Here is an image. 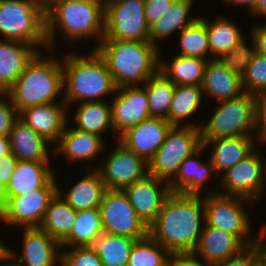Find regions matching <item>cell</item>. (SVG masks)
I'll return each mask as SVG.
<instances>
[{
	"label": "cell",
	"instance_id": "1",
	"mask_svg": "<svg viewBox=\"0 0 266 266\" xmlns=\"http://www.w3.org/2000/svg\"><path fill=\"white\" fill-rule=\"evenodd\" d=\"M201 195L171 192L149 226V236L171 254L192 253L205 224Z\"/></svg>",
	"mask_w": 266,
	"mask_h": 266
},
{
	"label": "cell",
	"instance_id": "2",
	"mask_svg": "<svg viewBox=\"0 0 266 266\" xmlns=\"http://www.w3.org/2000/svg\"><path fill=\"white\" fill-rule=\"evenodd\" d=\"M94 49L106 62L117 88L144 84L159 71V48L150 41L102 39Z\"/></svg>",
	"mask_w": 266,
	"mask_h": 266
},
{
	"label": "cell",
	"instance_id": "3",
	"mask_svg": "<svg viewBox=\"0 0 266 266\" xmlns=\"http://www.w3.org/2000/svg\"><path fill=\"white\" fill-rule=\"evenodd\" d=\"M62 81L65 88L62 99L68 106L76 101H104L101 98L117 91L106 62L93 48L87 56L75 52L64 56Z\"/></svg>",
	"mask_w": 266,
	"mask_h": 266
},
{
	"label": "cell",
	"instance_id": "4",
	"mask_svg": "<svg viewBox=\"0 0 266 266\" xmlns=\"http://www.w3.org/2000/svg\"><path fill=\"white\" fill-rule=\"evenodd\" d=\"M104 0H68L56 4L45 14L47 47L54 50L55 36L61 31L68 41L104 36ZM59 29V30H57Z\"/></svg>",
	"mask_w": 266,
	"mask_h": 266
},
{
	"label": "cell",
	"instance_id": "5",
	"mask_svg": "<svg viewBox=\"0 0 266 266\" xmlns=\"http://www.w3.org/2000/svg\"><path fill=\"white\" fill-rule=\"evenodd\" d=\"M42 54L38 52L5 91L18 113L34 105L56 102L63 91L62 61L53 56L44 59Z\"/></svg>",
	"mask_w": 266,
	"mask_h": 266
},
{
	"label": "cell",
	"instance_id": "6",
	"mask_svg": "<svg viewBox=\"0 0 266 266\" xmlns=\"http://www.w3.org/2000/svg\"><path fill=\"white\" fill-rule=\"evenodd\" d=\"M256 98L244 92L240 96L217 102L215 112L206 125H200L201 144L216 138L251 136L256 131Z\"/></svg>",
	"mask_w": 266,
	"mask_h": 266
},
{
	"label": "cell",
	"instance_id": "7",
	"mask_svg": "<svg viewBox=\"0 0 266 266\" xmlns=\"http://www.w3.org/2000/svg\"><path fill=\"white\" fill-rule=\"evenodd\" d=\"M1 39L47 49L45 14L39 0H0Z\"/></svg>",
	"mask_w": 266,
	"mask_h": 266
},
{
	"label": "cell",
	"instance_id": "8",
	"mask_svg": "<svg viewBox=\"0 0 266 266\" xmlns=\"http://www.w3.org/2000/svg\"><path fill=\"white\" fill-rule=\"evenodd\" d=\"M171 126L163 144L148 162V174L170 183L181 163L201 146L199 124Z\"/></svg>",
	"mask_w": 266,
	"mask_h": 266
},
{
	"label": "cell",
	"instance_id": "9",
	"mask_svg": "<svg viewBox=\"0 0 266 266\" xmlns=\"http://www.w3.org/2000/svg\"><path fill=\"white\" fill-rule=\"evenodd\" d=\"M203 198L205 209V223L236 236L245 246L255 244L256 237L250 230V217L246 206L253 201L218 192L206 194Z\"/></svg>",
	"mask_w": 266,
	"mask_h": 266
},
{
	"label": "cell",
	"instance_id": "10",
	"mask_svg": "<svg viewBox=\"0 0 266 266\" xmlns=\"http://www.w3.org/2000/svg\"><path fill=\"white\" fill-rule=\"evenodd\" d=\"M103 39L149 41L144 0H104Z\"/></svg>",
	"mask_w": 266,
	"mask_h": 266
},
{
	"label": "cell",
	"instance_id": "11",
	"mask_svg": "<svg viewBox=\"0 0 266 266\" xmlns=\"http://www.w3.org/2000/svg\"><path fill=\"white\" fill-rule=\"evenodd\" d=\"M99 209L104 233L137 240L149 235V227L137 215L123 190L106 189Z\"/></svg>",
	"mask_w": 266,
	"mask_h": 266
},
{
	"label": "cell",
	"instance_id": "12",
	"mask_svg": "<svg viewBox=\"0 0 266 266\" xmlns=\"http://www.w3.org/2000/svg\"><path fill=\"white\" fill-rule=\"evenodd\" d=\"M54 175L42 188L22 196L1 197L2 221L7 226L20 228L39 227L50 201L58 192Z\"/></svg>",
	"mask_w": 266,
	"mask_h": 266
},
{
	"label": "cell",
	"instance_id": "13",
	"mask_svg": "<svg viewBox=\"0 0 266 266\" xmlns=\"http://www.w3.org/2000/svg\"><path fill=\"white\" fill-rule=\"evenodd\" d=\"M254 149L248 156L228 169L221 177L224 191L218 193L238 196L256 201L260 199L266 185V159Z\"/></svg>",
	"mask_w": 266,
	"mask_h": 266
},
{
	"label": "cell",
	"instance_id": "14",
	"mask_svg": "<svg viewBox=\"0 0 266 266\" xmlns=\"http://www.w3.org/2000/svg\"><path fill=\"white\" fill-rule=\"evenodd\" d=\"M116 147L98 166L106 189L123 190L126 186L144 179L148 175V162L136 155L117 139Z\"/></svg>",
	"mask_w": 266,
	"mask_h": 266
},
{
	"label": "cell",
	"instance_id": "15",
	"mask_svg": "<svg viewBox=\"0 0 266 266\" xmlns=\"http://www.w3.org/2000/svg\"><path fill=\"white\" fill-rule=\"evenodd\" d=\"M111 104V116L114 133L118 138L129 128L135 127L150 117L148 98L143 85L117 88Z\"/></svg>",
	"mask_w": 266,
	"mask_h": 266
},
{
	"label": "cell",
	"instance_id": "16",
	"mask_svg": "<svg viewBox=\"0 0 266 266\" xmlns=\"http://www.w3.org/2000/svg\"><path fill=\"white\" fill-rule=\"evenodd\" d=\"M123 191L137 215L148 227L154 222L171 193L168 182L149 174L144 179L126 186Z\"/></svg>",
	"mask_w": 266,
	"mask_h": 266
},
{
	"label": "cell",
	"instance_id": "17",
	"mask_svg": "<svg viewBox=\"0 0 266 266\" xmlns=\"http://www.w3.org/2000/svg\"><path fill=\"white\" fill-rule=\"evenodd\" d=\"M62 101V102H61ZM59 102L34 105L22 110L19 119L50 143H57L68 121V106Z\"/></svg>",
	"mask_w": 266,
	"mask_h": 266
},
{
	"label": "cell",
	"instance_id": "18",
	"mask_svg": "<svg viewBox=\"0 0 266 266\" xmlns=\"http://www.w3.org/2000/svg\"><path fill=\"white\" fill-rule=\"evenodd\" d=\"M171 126L166 119L149 117L135 127L129 128L117 139L136 155L149 162L163 144Z\"/></svg>",
	"mask_w": 266,
	"mask_h": 266
},
{
	"label": "cell",
	"instance_id": "19",
	"mask_svg": "<svg viewBox=\"0 0 266 266\" xmlns=\"http://www.w3.org/2000/svg\"><path fill=\"white\" fill-rule=\"evenodd\" d=\"M20 266H61V245L39 227L23 228ZM60 252H59V250Z\"/></svg>",
	"mask_w": 266,
	"mask_h": 266
},
{
	"label": "cell",
	"instance_id": "20",
	"mask_svg": "<svg viewBox=\"0 0 266 266\" xmlns=\"http://www.w3.org/2000/svg\"><path fill=\"white\" fill-rule=\"evenodd\" d=\"M67 122L58 143L52 148L53 156L64 155L67 162L91 161L105 148V140L94 133L67 128ZM104 139V140H103Z\"/></svg>",
	"mask_w": 266,
	"mask_h": 266
},
{
	"label": "cell",
	"instance_id": "21",
	"mask_svg": "<svg viewBox=\"0 0 266 266\" xmlns=\"http://www.w3.org/2000/svg\"><path fill=\"white\" fill-rule=\"evenodd\" d=\"M245 247L236 236L205 223L192 254L195 257L201 255L203 261L213 265L236 255Z\"/></svg>",
	"mask_w": 266,
	"mask_h": 266
},
{
	"label": "cell",
	"instance_id": "22",
	"mask_svg": "<svg viewBox=\"0 0 266 266\" xmlns=\"http://www.w3.org/2000/svg\"><path fill=\"white\" fill-rule=\"evenodd\" d=\"M51 162L18 160L1 197L22 196L42 188L54 175Z\"/></svg>",
	"mask_w": 266,
	"mask_h": 266
},
{
	"label": "cell",
	"instance_id": "23",
	"mask_svg": "<svg viewBox=\"0 0 266 266\" xmlns=\"http://www.w3.org/2000/svg\"><path fill=\"white\" fill-rule=\"evenodd\" d=\"M38 52L33 45L0 39V92H5L17 80Z\"/></svg>",
	"mask_w": 266,
	"mask_h": 266
},
{
	"label": "cell",
	"instance_id": "24",
	"mask_svg": "<svg viewBox=\"0 0 266 266\" xmlns=\"http://www.w3.org/2000/svg\"><path fill=\"white\" fill-rule=\"evenodd\" d=\"M206 94L220 102L236 98L244 93L242 79L227 69L218 59L208 60L201 85Z\"/></svg>",
	"mask_w": 266,
	"mask_h": 266
},
{
	"label": "cell",
	"instance_id": "25",
	"mask_svg": "<svg viewBox=\"0 0 266 266\" xmlns=\"http://www.w3.org/2000/svg\"><path fill=\"white\" fill-rule=\"evenodd\" d=\"M10 151L20 161L51 162L45 138L18 119L9 133ZM48 146V147H47Z\"/></svg>",
	"mask_w": 266,
	"mask_h": 266
},
{
	"label": "cell",
	"instance_id": "26",
	"mask_svg": "<svg viewBox=\"0 0 266 266\" xmlns=\"http://www.w3.org/2000/svg\"><path fill=\"white\" fill-rule=\"evenodd\" d=\"M254 141L256 142L252 136H233L207 141L204 144L205 148L211 144L213 146L210 159L217 173L215 175L219 176L223 171L225 173L248 156L256 148Z\"/></svg>",
	"mask_w": 266,
	"mask_h": 266
},
{
	"label": "cell",
	"instance_id": "27",
	"mask_svg": "<svg viewBox=\"0 0 266 266\" xmlns=\"http://www.w3.org/2000/svg\"><path fill=\"white\" fill-rule=\"evenodd\" d=\"M204 149L202 145L181 163L178 174L169 183L171 192L200 195L204 183L211 180V173H215L210 157L207 164L198 159Z\"/></svg>",
	"mask_w": 266,
	"mask_h": 266
},
{
	"label": "cell",
	"instance_id": "28",
	"mask_svg": "<svg viewBox=\"0 0 266 266\" xmlns=\"http://www.w3.org/2000/svg\"><path fill=\"white\" fill-rule=\"evenodd\" d=\"M81 178L67 192L58 188L59 196L65 200L74 210L99 208L106 187L96 167ZM64 194V195H63Z\"/></svg>",
	"mask_w": 266,
	"mask_h": 266
},
{
	"label": "cell",
	"instance_id": "29",
	"mask_svg": "<svg viewBox=\"0 0 266 266\" xmlns=\"http://www.w3.org/2000/svg\"><path fill=\"white\" fill-rule=\"evenodd\" d=\"M193 2L194 0H174L171 9L149 26V41L155 47H158V40L172 36L177 30H183L199 18L194 15L188 18Z\"/></svg>",
	"mask_w": 266,
	"mask_h": 266
},
{
	"label": "cell",
	"instance_id": "30",
	"mask_svg": "<svg viewBox=\"0 0 266 266\" xmlns=\"http://www.w3.org/2000/svg\"><path fill=\"white\" fill-rule=\"evenodd\" d=\"M208 60L176 54L171 63H167L160 56L159 71L175 85L201 86Z\"/></svg>",
	"mask_w": 266,
	"mask_h": 266
},
{
	"label": "cell",
	"instance_id": "31",
	"mask_svg": "<svg viewBox=\"0 0 266 266\" xmlns=\"http://www.w3.org/2000/svg\"><path fill=\"white\" fill-rule=\"evenodd\" d=\"M76 216L77 211L57 193L50 201L39 228L61 245L69 237Z\"/></svg>",
	"mask_w": 266,
	"mask_h": 266
},
{
	"label": "cell",
	"instance_id": "32",
	"mask_svg": "<svg viewBox=\"0 0 266 266\" xmlns=\"http://www.w3.org/2000/svg\"><path fill=\"white\" fill-rule=\"evenodd\" d=\"M77 107L74 113V121L77 123L75 128L100 137L107 130H113L111 104L108 101L78 102Z\"/></svg>",
	"mask_w": 266,
	"mask_h": 266
},
{
	"label": "cell",
	"instance_id": "33",
	"mask_svg": "<svg viewBox=\"0 0 266 266\" xmlns=\"http://www.w3.org/2000/svg\"><path fill=\"white\" fill-rule=\"evenodd\" d=\"M210 54L207 58L218 59L229 52L244 37L241 29L232 20L218 16L213 22L206 19Z\"/></svg>",
	"mask_w": 266,
	"mask_h": 266
},
{
	"label": "cell",
	"instance_id": "34",
	"mask_svg": "<svg viewBox=\"0 0 266 266\" xmlns=\"http://www.w3.org/2000/svg\"><path fill=\"white\" fill-rule=\"evenodd\" d=\"M103 233L99 208L77 211L76 220L69 237L61 244L65 247L93 246Z\"/></svg>",
	"mask_w": 266,
	"mask_h": 266
},
{
	"label": "cell",
	"instance_id": "35",
	"mask_svg": "<svg viewBox=\"0 0 266 266\" xmlns=\"http://www.w3.org/2000/svg\"><path fill=\"white\" fill-rule=\"evenodd\" d=\"M137 239L102 233L92 246L104 266H127Z\"/></svg>",
	"mask_w": 266,
	"mask_h": 266
},
{
	"label": "cell",
	"instance_id": "36",
	"mask_svg": "<svg viewBox=\"0 0 266 266\" xmlns=\"http://www.w3.org/2000/svg\"><path fill=\"white\" fill-rule=\"evenodd\" d=\"M143 86L147 93L150 117L167 119L176 85L158 71Z\"/></svg>",
	"mask_w": 266,
	"mask_h": 266
},
{
	"label": "cell",
	"instance_id": "37",
	"mask_svg": "<svg viewBox=\"0 0 266 266\" xmlns=\"http://www.w3.org/2000/svg\"><path fill=\"white\" fill-rule=\"evenodd\" d=\"M203 91L197 85H176L166 119L172 126H182L181 121L200 109Z\"/></svg>",
	"mask_w": 266,
	"mask_h": 266
},
{
	"label": "cell",
	"instance_id": "38",
	"mask_svg": "<svg viewBox=\"0 0 266 266\" xmlns=\"http://www.w3.org/2000/svg\"><path fill=\"white\" fill-rule=\"evenodd\" d=\"M171 255L148 235L134 243L127 266H169Z\"/></svg>",
	"mask_w": 266,
	"mask_h": 266
},
{
	"label": "cell",
	"instance_id": "39",
	"mask_svg": "<svg viewBox=\"0 0 266 266\" xmlns=\"http://www.w3.org/2000/svg\"><path fill=\"white\" fill-rule=\"evenodd\" d=\"M181 53L179 55L207 59L209 50V39L206 29V19L199 18L190 26L180 32Z\"/></svg>",
	"mask_w": 266,
	"mask_h": 266
},
{
	"label": "cell",
	"instance_id": "40",
	"mask_svg": "<svg viewBox=\"0 0 266 266\" xmlns=\"http://www.w3.org/2000/svg\"><path fill=\"white\" fill-rule=\"evenodd\" d=\"M245 40L244 36L229 52L218 58L220 63L240 78L244 76L250 61L256 54L253 38L251 37V47L247 45Z\"/></svg>",
	"mask_w": 266,
	"mask_h": 266
},
{
	"label": "cell",
	"instance_id": "41",
	"mask_svg": "<svg viewBox=\"0 0 266 266\" xmlns=\"http://www.w3.org/2000/svg\"><path fill=\"white\" fill-rule=\"evenodd\" d=\"M241 79L244 92L255 96L266 93V57L256 53Z\"/></svg>",
	"mask_w": 266,
	"mask_h": 266
},
{
	"label": "cell",
	"instance_id": "42",
	"mask_svg": "<svg viewBox=\"0 0 266 266\" xmlns=\"http://www.w3.org/2000/svg\"><path fill=\"white\" fill-rule=\"evenodd\" d=\"M73 248V249H72ZM61 266H104L92 246L61 250Z\"/></svg>",
	"mask_w": 266,
	"mask_h": 266
},
{
	"label": "cell",
	"instance_id": "43",
	"mask_svg": "<svg viewBox=\"0 0 266 266\" xmlns=\"http://www.w3.org/2000/svg\"><path fill=\"white\" fill-rule=\"evenodd\" d=\"M8 98L6 92H0V135L3 136H9L14 123L19 119L16 107Z\"/></svg>",
	"mask_w": 266,
	"mask_h": 266
},
{
	"label": "cell",
	"instance_id": "44",
	"mask_svg": "<svg viewBox=\"0 0 266 266\" xmlns=\"http://www.w3.org/2000/svg\"><path fill=\"white\" fill-rule=\"evenodd\" d=\"M213 266H258L256 245L246 246L236 255L229 257L223 262L213 264Z\"/></svg>",
	"mask_w": 266,
	"mask_h": 266
},
{
	"label": "cell",
	"instance_id": "45",
	"mask_svg": "<svg viewBox=\"0 0 266 266\" xmlns=\"http://www.w3.org/2000/svg\"><path fill=\"white\" fill-rule=\"evenodd\" d=\"M174 0H144L145 18L150 26L171 9Z\"/></svg>",
	"mask_w": 266,
	"mask_h": 266
},
{
	"label": "cell",
	"instance_id": "46",
	"mask_svg": "<svg viewBox=\"0 0 266 266\" xmlns=\"http://www.w3.org/2000/svg\"><path fill=\"white\" fill-rule=\"evenodd\" d=\"M256 137L257 143L266 144V93L256 98Z\"/></svg>",
	"mask_w": 266,
	"mask_h": 266
},
{
	"label": "cell",
	"instance_id": "47",
	"mask_svg": "<svg viewBox=\"0 0 266 266\" xmlns=\"http://www.w3.org/2000/svg\"><path fill=\"white\" fill-rule=\"evenodd\" d=\"M17 162L12 152L0 158V194L6 189Z\"/></svg>",
	"mask_w": 266,
	"mask_h": 266
},
{
	"label": "cell",
	"instance_id": "48",
	"mask_svg": "<svg viewBox=\"0 0 266 266\" xmlns=\"http://www.w3.org/2000/svg\"><path fill=\"white\" fill-rule=\"evenodd\" d=\"M252 30L250 31L255 44V51L257 54L266 57V23H261V25H252Z\"/></svg>",
	"mask_w": 266,
	"mask_h": 266
},
{
	"label": "cell",
	"instance_id": "49",
	"mask_svg": "<svg viewBox=\"0 0 266 266\" xmlns=\"http://www.w3.org/2000/svg\"><path fill=\"white\" fill-rule=\"evenodd\" d=\"M195 257L192 253L172 254L169 261V266H213L208 262L202 261Z\"/></svg>",
	"mask_w": 266,
	"mask_h": 266
},
{
	"label": "cell",
	"instance_id": "50",
	"mask_svg": "<svg viewBox=\"0 0 266 266\" xmlns=\"http://www.w3.org/2000/svg\"><path fill=\"white\" fill-rule=\"evenodd\" d=\"M258 236L255 242L258 254V266H266V226L261 229Z\"/></svg>",
	"mask_w": 266,
	"mask_h": 266
},
{
	"label": "cell",
	"instance_id": "51",
	"mask_svg": "<svg viewBox=\"0 0 266 266\" xmlns=\"http://www.w3.org/2000/svg\"><path fill=\"white\" fill-rule=\"evenodd\" d=\"M16 252H14L9 246L3 244V242L0 241V261H6L13 260L15 257L17 258Z\"/></svg>",
	"mask_w": 266,
	"mask_h": 266
},
{
	"label": "cell",
	"instance_id": "52",
	"mask_svg": "<svg viewBox=\"0 0 266 266\" xmlns=\"http://www.w3.org/2000/svg\"><path fill=\"white\" fill-rule=\"evenodd\" d=\"M225 4H231V3H235V5H240V6H246L249 7L250 9V13H252L255 9H256V2L257 0H224Z\"/></svg>",
	"mask_w": 266,
	"mask_h": 266
},
{
	"label": "cell",
	"instance_id": "53",
	"mask_svg": "<svg viewBox=\"0 0 266 266\" xmlns=\"http://www.w3.org/2000/svg\"><path fill=\"white\" fill-rule=\"evenodd\" d=\"M10 151V143L9 137L0 135V158L9 154Z\"/></svg>",
	"mask_w": 266,
	"mask_h": 266
},
{
	"label": "cell",
	"instance_id": "54",
	"mask_svg": "<svg viewBox=\"0 0 266 266\" xmlns=\"http://www.w3.org/2000/svg\"><path fill=\"white\" fill-rule=\"evenodd\" d=\"M68 0H39L42 12L46 14L56 4Z\"/></svg>",
	"mask_w": 266,
	"mask_h": 266
},
{
	"label": "cell",
	"instance_id": "55",
	"mask_svg": "<svg viewBox=\"0 0 266 266\" xmlns=\"http://www.w3.org/2000/svg\"><path fill=\"white\" fill-rule=\"evenodd\" d=\"M251 14L266 16V0H257L256 9Z\"/></svg>",
	"mask_w": 266,
	"mask_h": 266
},
{
	"label": "cell",
	"instance_id": "56",
	"mask_svg": "<svg viewBox=\"0 0 266 266\" xmlns=\"http://www.w3.org/2000/svg\"><path fill=\"white\" fill-rule=\"evenodd\" d=\"M2 216H3V202L0 194V221H2Z\"/></svg>",
	"mask_w": 266,
	"mask_h": 266
},
{
	"label": "cell",
	"instance_id": "57",
	"mask_svg": "<svg viewBox=\"0 0 266 266\" xmlns=\"http://www.w3.org/2000/svg\"><path fill=\"white\" fill-rule=\"evenodd\" d=\"M0 266H20V265L15 261L13 263H8V264L5 263L3 265L0 264Z\"/></svg>",
	"mask_w": 266,
	"mask_h": 266
}]
</instances>
